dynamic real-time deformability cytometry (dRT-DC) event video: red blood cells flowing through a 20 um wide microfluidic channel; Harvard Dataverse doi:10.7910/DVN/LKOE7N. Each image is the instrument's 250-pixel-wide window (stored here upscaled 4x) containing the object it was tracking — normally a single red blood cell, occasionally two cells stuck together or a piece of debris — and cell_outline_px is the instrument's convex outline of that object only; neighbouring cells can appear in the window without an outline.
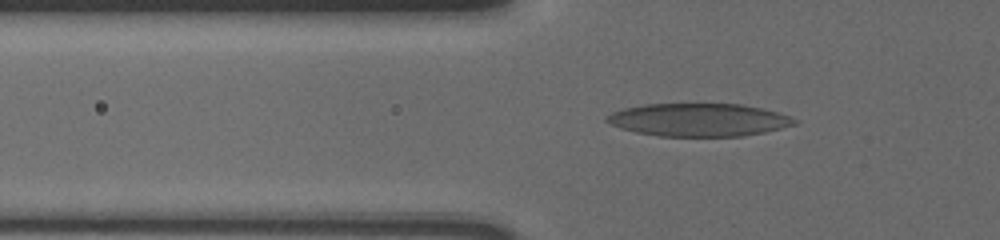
{"species": "human", "species_latin": "Homo sapiens", "temperature_condition": "cold", "stored_images_in_passage": 40, "segment_of_instrument_passage": [1, 2], "camera_frame_rate_fps": 3000, "um_per_image_px": 0.085, "donor": {"sex": "male"}, "frame": {"image": 1, "passage_image": 3, "time_ms": 0.667, "image_size_px": [1000, 240], "cell_outline_px": [[800, 120], [796, 124], [764, 132], [744, 136], [660, 136], [636, 132], [620, 128], [604, 120], [604, 116], [612, 112], [624, 108], [644, 104], [740, 104], [780, 112]], "centroid_in_image_um": [59.4, 10.18], "position_along_channel_um": 66.4, "area_um2": 36.07}}
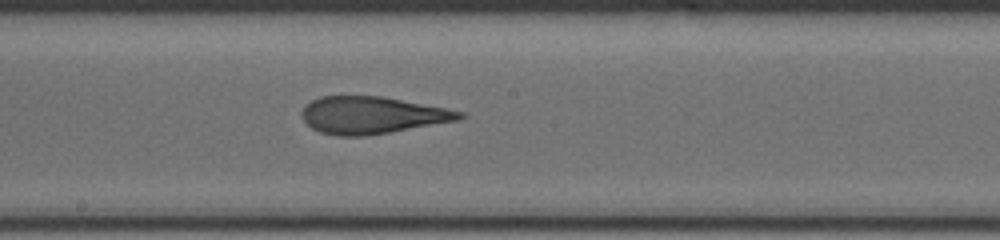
{"frame": {"image": 2, "passage_image": 16, "time_ms": 5.0, "image_size_px": [1000, 240], "cell_outline_px": [[464, 116], [460, 120], [364, 136], [340, 136], [320, 132], [312, 128], [304, 120], [304, 104], [320, 96], [384, 96], [464, 112]], "centroid_in_image_um": [31.62, 9.78], "position_along_channel_um": 216.6, "area_um2": 33.76}}
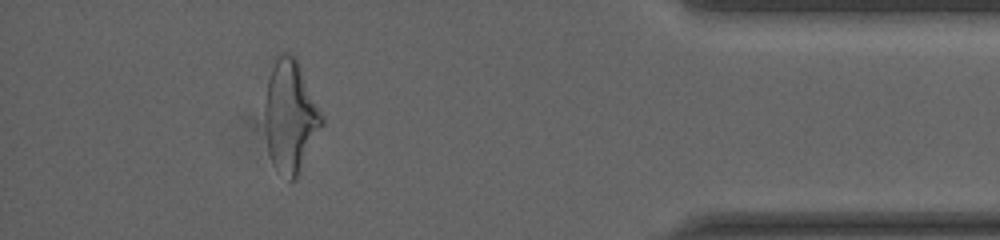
{"frame": {"image": 3, "passage_image": 35, "time_ms": 11.333, "image_size_px": [1000, 240], "cell_outline_px": [[324, 124], [296, 180], [288, 180], [276, 172], [272, 164], [268, 152], [264, 116], [264, 100], [268, 80], [272, 68], [276, 60], [284, 52], [296, 56], [324, 116]], "centroid_in_image_um": [24.69, 9.94], "position_along_channel_um": 410.5, "area_um2": 37.8}}